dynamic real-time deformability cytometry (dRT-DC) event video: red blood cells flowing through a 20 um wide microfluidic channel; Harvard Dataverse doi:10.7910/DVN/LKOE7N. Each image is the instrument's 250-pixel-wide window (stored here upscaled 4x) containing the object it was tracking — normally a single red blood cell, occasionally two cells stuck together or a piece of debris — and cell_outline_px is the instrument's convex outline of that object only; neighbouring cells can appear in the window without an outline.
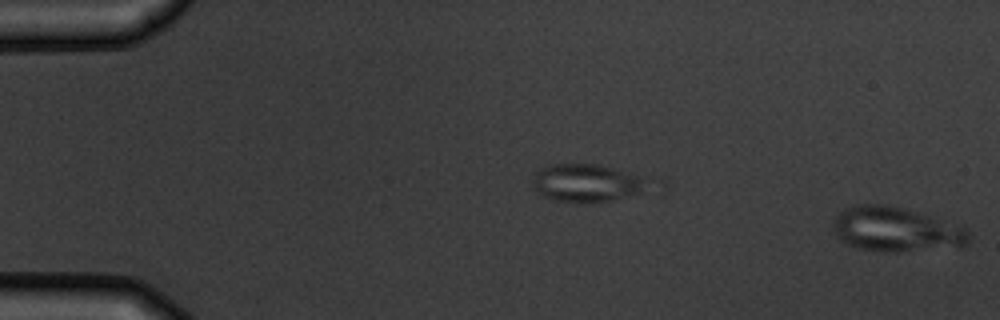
{"species": "common noctule bat (a hibernating species)", "species_latin": "Nyctalus noctula", "temperature_condition": "warm", "stored_images_in_passage": 4, "segment_of_instrument_passage": [2, 2], "camera_frame_rate_fps": 3000, "um_per_image_px": 0.085, "animal": {"sex": "male", "body_mass_g": 19.5, "forearm_length_mm": 54.6}, "frame": {"image": 1, "passage_image": 4, "time_ms": 3.333, "image_size_px": [1000, 320], "cell_outline_px": [[968, 244], [960, 248], [896, 252], [888, 252], [860, 248], [848, 244], [840, 240], [836, 236], [832, 228], [832, 224], [836, 216], [844, 208], [856, 204], [880, 204], [900, 208], [964, 228], [968, 232]], "centroid_in_image_um": [76.1, 19.53], "position_along_channel_um": 8.9, "area_um2": 34.8}}